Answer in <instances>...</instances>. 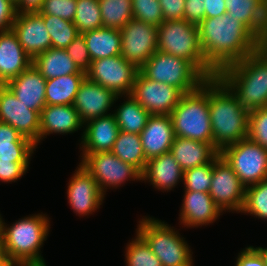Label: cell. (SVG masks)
Returning a JSON list of instances; mask_svg holds the SVG:
<instances>
[{"label":"cell","mask_w":267,"mask_h":266,"mask_svg":"<svg viewBox=\"0 0 267 266\" xmlns=\"http://www.w3.org/2000/svg\"><path fill=\"white\" fill-rule=\"evenodd\" d=\"M46 81V78L31 64L25 71L9 80L5 85L29 109L40 113L46 106Z\"/></svg>","instance_id":"21"},{"label":"cell","mask_w":267,"mask_h":266,"mask_svg":"<svg viewBox=\"0 0 267 266\" xmlns=\"http://www.w3.org/2000/svg\"><path fill=\"white\" fill-rule=\"evenodd\" d=\"M184 171L175 161L170 152L147 160L146 167L141 173V180L150 182L152 187L162 192L173 190L183 182Z\"/></svg>","instance_id":"24"},{"label":"cell","mask_w":267,"mask_h":266,"mask_svg":"<svg viewBox=\"0 0 267 266\" xmlns=\"http://www.w3.org/2000/svg\"><path fill=\"white\" fill-rule=\"evenodd\" d=\"M241 213L267 220V179L246 187L245 201Z\"/></svg>","instance_id":"38"},{"label":"cell","mask_w":267,"mask_h":266,"mask_svg":"<svg viewBox=\"0 0 267 266\" xmlns=\"http://www.w3.org/2000/svg\"><path fill=\"white\" fill-rule=\"evenodd\" d=\"M0 122L11 125L36 147L40 143V113L19 101L6 85H0Z\"/></svg>","instance_id":"15"},{"label":"cell","mask_w":267,"mask_h":266,"mask_svg":"<svg viewBox=\"0 0 267 266\" xmlns=\"http://www.w3.org/2000/svg\"><path fill=\"white\" fill-rule=\"evenodd\" d=\"M183 197L179 223L186 228H198L212 224L224 213L215 204L209 193L184 191Z\"/></svg>","instance_id":"19"},{"label":"cell","mask_w":267,"mask_h":266,"mask_svg":"<svg viewBox=\"0 0 267 266\" xmlns=\"http://www.w3.org/2000/svg\"><path fill=\"white\" fill-rule=\"evenodd\" d=\"M65 50L78 69L86 74L91 67L92 60L83 33H79Z\"/></svg>","instance_id":"43"},{"label":"cell","mask_w":267,"mask_h":266,"mask_svg":"<svg viewBox=\"0 0 267 266\" xmlns=\"http://www.w3.org/2000/svg\"><path fill=\"white\" fill-rule=\"evenodd\" d=\"M246 187L233 169L218 154L213 159L209 194L223 212L240 213L245 201Z\"/></svg>","instance_id":"12"},{"label":"cell","mask_w":267,"mask_h":266,"mask_svg":"<svg viewBox=\"0 0 267 266\" xmlns=\"http://www.w3.org/2000/svg\"><path fill=\"white\" fill-rule=\"evenodd\" d=\"M126 97V98H125ZM124 102L113 110L120 131L140 134L150 114L131 96H123Z\"/></svg>","instance_id":"32"},{"label":"cell","mask_w":267,"mask_h":266,"mask_svg":"<svg viewBox=\"0 0 267 266\" xmlns=\"http://www.w3.org/2000/svg\"><path fill=\"white\" fill-rule=\"evenodd\" d=\"M84 124L73 105H46L40 112V142L50 134H71Z\"/></svg>","instance_id":"25"},{"label":"cell","mask_w":267,"mask_h":266,"mask_svg":"<svg viewBox=\"0 0 267 266\" xmlns=\"http://www.w3.org/2000/svg\"><path fill=\"white\" fill-rule=\"evenodd\" d=\"M80 164L95 179L104 196L108 188L116 189L128 180L141 181V172L111 151L82 154Z\"/></svg>","instance_id":"10"},{"label":"cell","mask_w":267,"mask_h":266,"mask_svg":"<svg viewBox=\"0 0 267 266\" xmlns=\"http://www.w3.org/2000/svg\"><path fill=\"white\" fill-rule=\"evenodd\" d=\"M111 152L120 160L133 165L141 173L144 171L147 159L142 148L140 134L120 131Z\"/></svg>","instance_id":"33"},{"label":"cell","mask_w":267,"mask_h":266,"mask_svg":"<svg viewBox=\"0 0 267 266\" xmlns=\"http://www.w3.org/2000/svg\"><path fill=\"white\" fill-rule=\"evenodd\" d=\"M85 78V73H77L48 79L45 86L46 105H73Z\"/></svg>","instance_id":"31"},{"label":"cell","mask_w":267,"mask_h":266,"mask_svg":"<svg viewBox=\"0 0 267 266\" xmlns=\"http://www.w3.org/2000/svg\"><path fill=\"white\" fill-rule=\"evenodd\" d=\"M217 76L248 112L267 107V53L261 48L224 67Z\"/></svg>","instance_id":"3"},{"label":"cell","mask_w":267,"mask_h":266,"mask_svg":"<svg viewBox=\"0 0 267 266\" xmlns=\"http://www.w3.org/2000/svg\"><path fill=\"white\" fill-rule=\"evenodd\" d=\"M260 48L267 53V25H266V31L264 33L263 38L260 41Z\"/></svg>","instance_id":"53"},{"label":"cell","mask_w":267,"mask_h":266,"mask_svg":"<svg viewBox=\"0 0 267 266\" xmlns=\"http://www.w3.org/2000/svg\"><path fill=\"white\" fill-rule=\"evenodd\" d=\"M81 154L111 151L120 129L113 113L92 119L83 126Z\"/></svg>","instance_id":"20"},{"label":"cell","mask_w":267,"mask_h":266,"mask_svg":"<svg viewBox=\"0 0 267 266\" xmlns=\"http://www.w3.org/2000/svg\"><path fill=\"white\" fill-rule=\"evenodd\" d=\"M30 163H15L0 160V181L4 183L16 182L25 175Z\"/></svg>","instance_id":"44"},{"label":"cell","mask_w":267,"mask_h":266,"mask_svg":"<svg viewBox=\"0 0 267 266\" xmlns=\"http://www.w3.org/2000/svg\"><path fill=\"white\" fill-rule=\"evenodd\" d=\"M138 223L136 232L163 266H193V252L178 230L154 217H142Z\"/></svg>","instance_id":"7"},{"label":"cell","mask_w":267,"mask_h":266,"mask_svg":"<svg viewBox=\"0 0 267 266\" xmlns=\"http://www.w3.org/2000/svg\"><path fill=\"white\" fill-rule=\"evenodd\" d=\"M205 0H186L184 7V19L198 25L205 19Z\"/></svg>","instance_id":"47"},{"label":"cell","mask_w":267,"mask_h":266,"mask_svg":"<svg viewBox=\"0 0 267 266\" xmlns=\"http://www.w3.org/2000/svg\"><path fill=\"white\" fill-rule=\"evenodd\" d=\"M0 266H30V265L20 261L7 260L4 264Z\"/></svg>","instance_id":"52"},{"label":"cell","mask_w":267,"mask_h":266,"mask_svg":"<svg viewBox=\"0 0 267 266\" xmlns=\"http://www.w3.org/2000/svg\"><path fill=\"white\" fill-rule=\"evenodd\" d=\"M76 8L77 0H44L39 13L73 22Z\"/></svg>","instance_id":"42"},{"label":"cell","mask_w":267,"mask_h":266,"mask_svg":"<svg viewBox=\"0 0 267 266\" xmlns=\"http://www.w3.org/2000/svg\"><path fill=\"white\" fill-rule=\"evenodd\" d=\"M32 64V59L10 30L0 32V85H5L17 77Z\"/></svg>","instance_id":"23"},{"label":"cell","mask_w":267,"mask_h":266,"mask_svg":"<svg viewBox=\"0 0 267 266\" xmlns=\"http://www.w3.org/2000/svg\"><path fill=\"white\" fill-rule=\"evenodd\" d=\"M226 13L241 21L260 41L267 25V0H226Z\"/></svg>","instance_id":"26"},{"label":"cell","mask_w":267,"mask_h":266,"mask_svg":"<svg viewBox=\"0 0 267 266\" xmlns=\"http://www.w3.org/2000/svg\"><path fill=\"white\" fill-rule=\"evenodd\" d=\"M170 117L175 137L197 140L213 146L208 79L195 91L184 93Z\"/></svg>","instance_id":"6"},{"label":"cell","mask_w":267,"mask_h":266,"mask_svg":"<svg viewBox=\"0 0 267 266\" xmlns=\"http://www.w3.org/2000/svg\"><path fill=\"white\" fill-rule=\"evenodd\" d=\"M197 26L205 60L217 73L260 49V40L227 13L205 18Z\"/></svg>","instance_id":"1"},{"label":"cell","mask_w":267,"mask_h":266,"mask_svg":"<svg viewBox=\"0 0 267 266\" xmlns=\"http://www.w3.org/2000/svg\"><path fill=\"white\" fill-rule=\"evenodd\" d=\"M104 28L122 29L133 18L132 0H98Z\"/></svg>","instance_id":"34"},{"label":"cell","mask_w":267,"mask_h":266,"mask_svg":"<svg viewBox=\"0 0 267 266\" xmlns=\"http://www.w3.org/2000/svg\"><path fill=\"white\" fill-rule=\"evenodd\" d=\"M208 99L213 147L218 152L248 138L249 112L218 76L208 79Z\"/></svg>","instance_id":"2"},{"label":"cell","mask_w":267,"mask_h":266,"mask_svg":"<svg viewBox=\"0 0 267 266\" xmlns=\"http://www.w3.org/2000/svg\"><path fill=\"white\" fill-rule=\"evenodd\" d=\"M235 266H266L263 257L253 247L248 246L240 251Z\"/></svg>","instance_id":"48"},{"label":"cell","mask_w":267,"mask_h":266,"mask_svg":"<svg viewBox=\"0 0 267 266\" xmlns=\"http://www.w3.org/2000/svg\"><path fill=\"white\" fill-rule=\"evenodd\" d=\"M67 199L71 209L81 216L97 211L105 196L91 174L79 163L67 186Z\"/></svg>","instance_id":"16"},{"label":"cell","mask_w":267,"mask_h":266,"mask_svg":"<svg viewBox=\"0 0 267 266\" xmlns=\"http://www.w3.org/2000/svg\"><path fill=\"white\" fill-rule=\"evenodd\" d=\"M248 138L267 150V107L249 112Z\"/></svg>","instance_id":"41"},{"label":"cell","mask_w":267,"mask_h":266,"mask_svg":"<svg viewBox=\"0 0 267 266\" xmlns=\"http://www.w3.org/2000/svg\"><path fill=\"white\" fill-rule=\"evenodd\" d=\"M32 65L46 80L69 74L84 73L78 69L65 49L49 48L36 56L32 60Z\"/></svg>","instance_id":"29"},{"label":"cell","mask_w":267,"mask_h":266,"mask_svg":"<svg viewBox=\"0 0 267 266\" xmlns=\"http://www.w3.org/2000/svg\"><path fill=\"white\" fill-rule=\"evenodd\" d=\"M120 97L123 96L115 95L108 88L86 77L79 87L73 106L85 124L92 119L111 114L108 111H111V107Z\"/></svg>","instance_id":"17"},{"label":"cell","mask_w":267,"mask_h":266,"mask_svg":"<svg viewBox=\"0 0 267 266\" xmlns=\"http://www.w3.org/2000/svg\"><path fill=\"white\" fill-rule=\"evenodd\" d=\"M44 0H17L15 3L17 13L39 12Z\"/></svg>","instance_id":"50"},{"label":"cell","mask_w":267,"mask_h":266,"mask_svg":"<svg viewBox=\"0 0 267 266\" xmlns=\"http://www.w3.org/2000/svg\"><path fill=\"white\" fill-rule=\"evenodd\" d=\"M138 72L133 63L118 55L92 61L86 77L117 96H126L131 95Z\"/></svg>","instance_id":"11"},{"label":"cell","mask_w":267,"mask_h":266,"mask_svg":"<svg viewBox=\"0 0 267 266\" xmlns=\"http://www.w3.org/2000/svg\"><path fill=\"white\" fill-rule=\"evenodd\" d=\"M164 21L184 19V7L186 0H158Z\"/></svg>","instance_id":"45"},{"label":"cell","mask_w":267,"mask_h":266,"mask_svg":"<svg viewBox=\"0 0 267 266\" xmlns=\"http://www.w3.org/2000/svg\"><path fill=\"white\" fill-rule=\"evenodd\" d=\"M83 35L92 61L121 55L120 30L102 27Z\"/></svg>","instance_id":"30"},{"label":"cell","mask_w":267,"mask_h":266,"mask_svg":"<svg viewBox=\"0 0 267 266\" xmlns=\"http://www.w3.org/2000/svg\"><path fill=\"white\" fill-rule=\"evenodd\" d=\"M175 133L170 115H150L140 133L142 148L147 160L170 152Z\"/></svg>","instance_id":"22"},{"label":"cell","mask_w":267,"mask_h":266,"mask_svg":"<svg viewBox=\"0 0 267 266\" xmlns=\"http://www.w3.org/2000/svg\"><path fill=\"white\" fill-rule=\"evenodd\" d=\"M42 17L50 35L51 48L65 49L79 34L73 22L51 15H42Z\"/></svg>","instance_id":"35"},{"label":"cell","mask_w":267,"mask_h":266,"mask_svg":"<svg viewBox=\"0 0 267 266\" xmlns=\"http://www.w3.org/2000/svg\"><path fill=\"white\" fill-rule=\"evenodd\" d=\"M121 56L138 69L158 50L157 27L132 18L120 29Z\"/></svg>","instance_id":"14"},{"label":"cell","mask_w":267,"mask_h":266,"mask_svg":"<svg viewBox=\"0 0 267 266\" xmlns=\"http://www.w3.org/2000/svg\"><path fill=\"white\" fill-rule=\"evenodd\" d=\"M7 226L0 214V233L7 259L30 266H47L41 248L51 228L50 218L41 212Z\"/></svg>","instance_id":"4"},{"label":"cell","mask_w":267,"mask_h":266,"mask_svg":"<svg viewBox=\"0 0 267 266\" xmlns=\"http://www.w3.org/2000/svg\"><path fill=\"white\" fill-rule=\"evenodd\" d=\"M16 16L15 3L12 0H0V32L12 30Z\"/></svg>","instance_id":"46"},{"label":"cell","mask_w":267,"mask_h":266,"mask_svg":"<svg viewBox=\"0 0 267 266\" xmlns=\"http://www.w3.org/2000/svg\"><path fill=\"white\" fill-rule=\"evenodd\" d=\"M182 95L178 88L148 79L140 71L135 77L131 93L150 115H170Z\"/></svg>","instance_id":"13"},{"label":"cell","mask_w":267,"mask_h":266,"mask_svg":"<svg viewBox=\"0 0 267 266\" xmlns=\"http://www.w3.org/2000/svg\"><path fill=\"white\" fill-rule=\"evenodd\" d=\"M7 260L8 259L5 253V248L3 246V240H2L1 233H0V265L4 264Z\"/></svg>","instance_id":"51"},{"label":"cell","mask_w":267,"mask_h":266,"mask_svg":"<svg viewBox=\"0 0 267 266\" xmlns=\"http://www.w3.org/2000/svg\"><path fill=\"white\" fill-rule=\"evenodd\" d=\"M133 18L158 27L164 22L158 0H132Z\"/></svg>","instance_id":"40"},{"label":"cell","mask_w":267,"mask_h":266,"mask_svg":"<svg viewBox=\"0 0 267 266\" xmlns=\"http://www.w3.org/2000/svg\"><path fill=\"white\" fill-rule=\"evenodd\" d=\"M158 51L191 62L207 79L217 72L205 60L199 38L198 26L183 20L164 21L157 27Z\"/></svg>","instance_id":"5"},{"label":"cell","mask_w":267,"mask_h":266,"mask_svg":"<svg viewBox=\"0 0 267 266\" xmlns=\"http://www.w3.org/2000/svg\"><path fill=\"white\" fill-rule=\"evenodd\" d=\"M139 71L148 79L178 88L183 94L195 91L207 80L191 62L158 50Z\"/></svg>","instance_id":"8"},{"label":"cell","mask_w":267,"mask_h":266,"mask_svg":"<svg viewBox=\"0 0 267 266\" xmlns=\"http://www.w3.org/2000/svg\"><path fill=\"white\" fill-rule=\"evenodd\" d=\"M73 23L79 33H85L103 27L98 0H77Z\"/></svg>","instance_id":"36"},{"label":"cell","mask_w":267,"mask_h":266,"mask_svg":"<svg viewBox=\"0 0 267 266\" xmlns=\"http://www.w3.org/2000/svg\"><path fill=\"white\" fill-rule=\"evenodd\" d=\"M212 169L213 160L210 163L184 171V191L209 193L212 181Z\"/></svg>","instance_id":"39"},{"label":"cell","mask_w":267,"mask_h":266,"mask_svg":"<svg viewBox=\"0 0 267 266\" xmlns=\"http://www.w3.org/2000/svg\"><path fill=\"white\" fill-rule=\"evenodd\" d=\"M12 31L32 60L51 48L50 35L39 12L17 13Z\"/></svg>","instance_id":"18"},{"label":"cell","mask_w":267,"mask_h":266,"mask_svg":"<svg viewBox=\"0 0 267 266\" xmlns=\"http://www.w3.org/2000/svg\"><path fill=\"white\" fill-rule=\"evenodd\" d=\"M259 254L263 257L265 265L267 266V247H254Z\"/></svg>","instance_id":"54"},{"label":"cell","mask_w":267,"mask_h":266,"mask_svg":"<svg viewBox=\"0 0 267 266\" xmlns=\"http://www.w3.org/2000/svg\"><path fill=\"white\" fill-rule=\"evenodd\" d=\"M219 154L245 187L267 179V150L249 138L226 146Z\"/></svg>","instance_id":"9"},{"label":"cell","mask_w":267,"mask_h":266,"mask_svg":"<svg viewBox=\"0 0 267 266\" xmlns=\"http://www.w3.org/2000/svg\"><path fill=\"white\" fill-rule=\"evenodd\" d=\"M125 248L126 266H163L146 241L136 232Z\"/></svg>","instance_id":"37"},{"label":"cell","mask_w":267,"mask_h":266,"mask_svg":"<svg viewBox=\"0 0 267 266\" xmlns=\"http://www.w3.org/2000/svg\"><path fill=\"white\" fill-rule=\"evenodd\" d=\"M205 18L222 16L226 13V0H205Z\"/></svg>","instance_id":"49"},{"label":"cell","mask_w":267,"mask_h":266,"mask_svg":"<svg viewBox=\"0 0 267 266\" xmlns=\"http://www.w3.org/2000/svg\"><path fill=\"white\" fill-rule=\"evenodd\" d=\"M36 145L11 125L0 122V160L30 163Z\"/></svg>","instance_id":"28"},{"label":"cell","mask_w":267,"mask_h":266,"mask_svg":"<svg viewBox=\"0 0 267 266\" xmlns=\"http://www.w3.org/2000/svg\"><path fill=\"white\" fill-rule=\"evenodd\" d=\"M170 153L183 171L210 163L219 152L209 143L175 137Z\"/></svg>","instance_id":"27"}]
</instances>
